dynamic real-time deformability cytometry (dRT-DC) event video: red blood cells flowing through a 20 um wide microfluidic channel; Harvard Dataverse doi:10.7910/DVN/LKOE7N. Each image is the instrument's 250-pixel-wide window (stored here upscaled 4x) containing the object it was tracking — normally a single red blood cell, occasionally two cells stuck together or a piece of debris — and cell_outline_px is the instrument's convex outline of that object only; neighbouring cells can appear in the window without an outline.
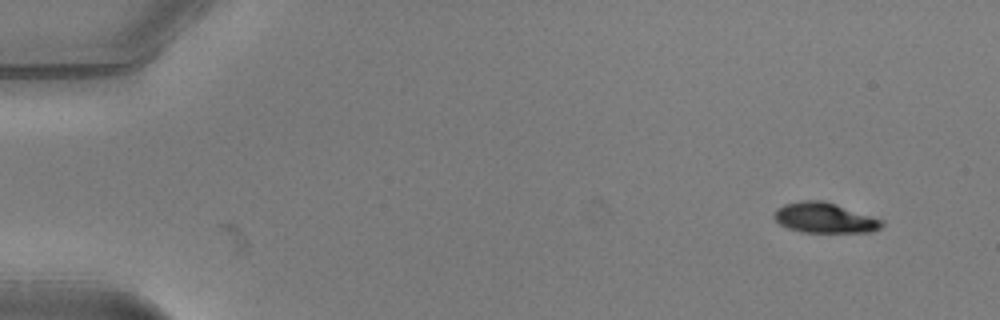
{"species": "common noctule bat (a hibernating species)", "species_latin": "Nyctalus noctula", "temperature_condition": "warm", "stored_images_in_passage": 2, "camera_frame_rate_fps": 3000, "um_per_image_px": 0.085, "animal": {"sex": "male", "body_mass_g": 20.5, "forearm_length_mm": 52.5}, "frame": {"image": 1, "passage_image": 2, "time_ms": 0.333, "image_size_px": [1000, 320], "cell_outline_px": [[884, 224], [880, 228], [872, 232], [804, 232], [788, 228], [780, 224], [772, 216], [776, 208], [784, 204], [800, 200], [824, 200], [884, 220]], "centroid_in_image_um": [70.08, 18.51], "position_along_channel_um": 14.9, "area_um2": 19.07}}